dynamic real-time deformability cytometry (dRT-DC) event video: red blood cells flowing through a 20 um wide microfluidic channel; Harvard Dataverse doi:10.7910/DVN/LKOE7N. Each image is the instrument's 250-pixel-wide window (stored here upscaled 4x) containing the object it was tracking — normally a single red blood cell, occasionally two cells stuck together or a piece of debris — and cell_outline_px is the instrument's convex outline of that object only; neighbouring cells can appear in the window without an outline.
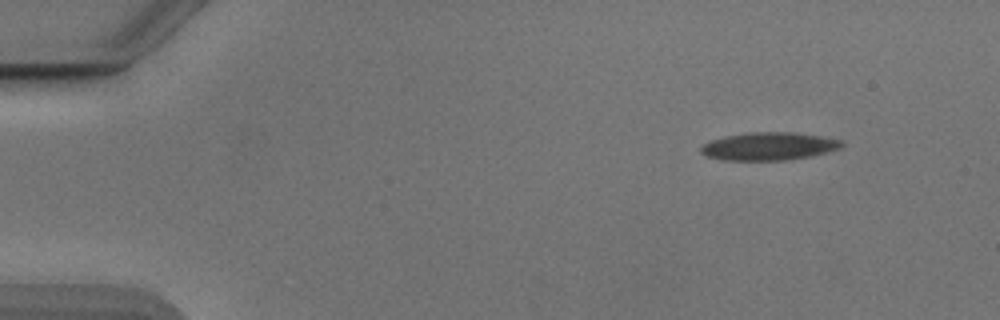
{"species": "Egyptian fruit bat (a non-hibernating species)", "species_latin": "Rousettus aegyptiacus", "temperature_condition": "cold", "stored_images_in_passage": 48, "camera_frame_rate_fps": 3000, "um_per_image_px": 0.085, "animal": {"sex": "male"}, "frame": {"image": 1, "passage_image": 1, "time_ms": 0.0, "image_size_px": [1000, 320], "cell_outline_px": [[844, 144], [840, 148], [808, 156], [784, 160], [724, 160], [708, 156], [700, 152], [700, 148], [704, 144], [712, 140], [724, 136], [748, 132], [792, 132], [820, 136], [840, 140]], "centroid_in_image_um": [65.31, 12.42], "position_along_channel_um": 19.7, "area_um2": 22.54}}
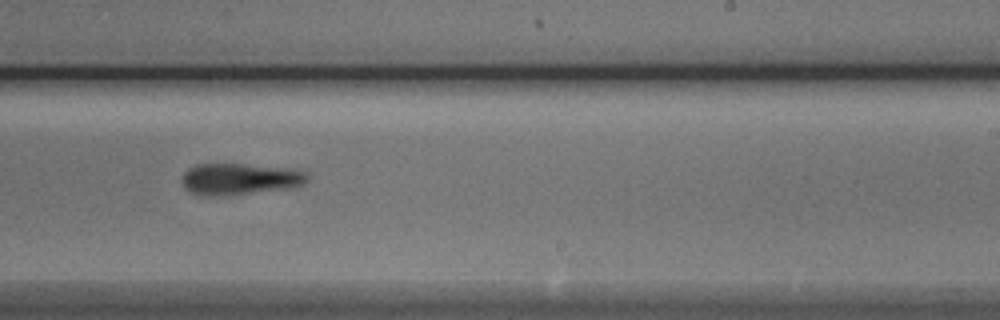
{"frame": {"image": 2, "passage_image": 28, "time_ms": 9.0, "image_size_px": [1000, 320], "cell_outline_px": [[308, 180], [304, 184], [288, 188], [224, 196], [208, 196], [192, 192], [184, 188], [184, 172], [188, 168], [196, 164], [244, 164], [284, 168], [308, 172]], "centroid_in_image_um": [20.39, 15.21], "position_along_channel_um": 268.6, "area_um2": 22.77}}
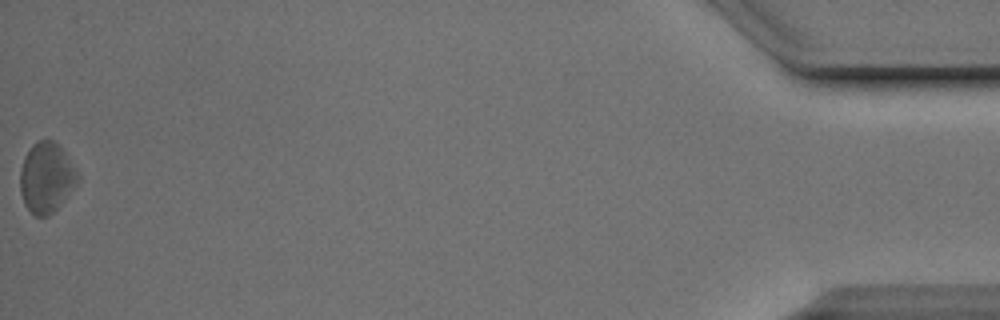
{"frame": {"image": 3, "passage_image": 48, "time_ms": 15.667, "image_size_px": [1000, 320], "cell_outline_px": [[80, 176], [76, 184], [56, 208], [48, 216], [36, 216], [24, 204], [20, 192], [20, 168], [24, 156], [32, 144], [36, 140], [52, 140], [60, 144]], "centroid_in_image_um": [3.92, 15.05], "position_along_channel_um": 431.3, "area_um2": 23.47}, "authors_computed_cell_mechanics": {"area_um2": 22.9177, "velocity_mm_per_s": 3.8807, "shape_relaxation_time_tau1_ms": 3.505, "shape_relaxation_time_tau2_ms": null, "deformation_change_tau1": 0.0895, "deformation_change_tau2": null}}